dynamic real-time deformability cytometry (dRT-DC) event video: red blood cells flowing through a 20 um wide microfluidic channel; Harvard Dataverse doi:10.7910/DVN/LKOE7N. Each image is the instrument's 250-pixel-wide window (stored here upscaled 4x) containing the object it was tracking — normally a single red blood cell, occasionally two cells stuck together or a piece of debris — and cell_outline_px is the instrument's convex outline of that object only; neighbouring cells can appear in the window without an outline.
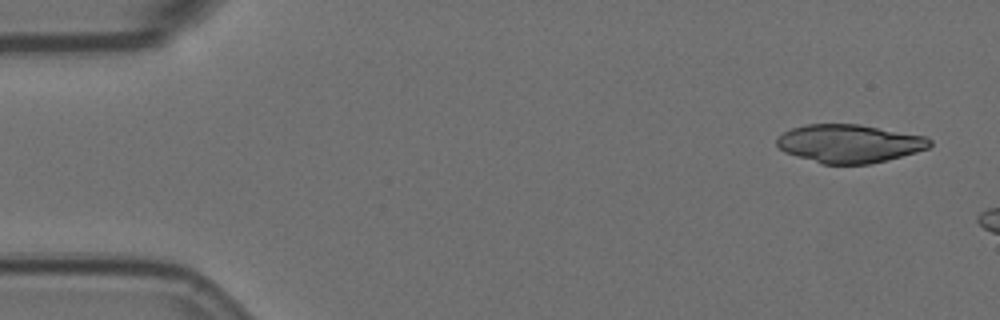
{"species": "Egyptian fruit bat (a non-hibernating species)", "species_latin": "Rousettus aegyptiacus", "temperature_condition": "room temperature", "stored_images_in_passage": 4, "camera_frame_rate_fps": 3000, "um_per_image_px": 0.085, "animal": {"sex": "female"}, "frame": {"image": 1, "passage_image": 1, "time_ms": 0.0, "image_size_px": [1000, 320], "cell_outline_px": [[932, 144], [928, 148], [916, 152], [888, 160], [868, 164], [820, 164], [784, 152], [776, 144], [776, 140], [784, 132], [792, 128], [808, 124], [860, 124], [924, 136], [932, 140]], "centroid_in_image_um": [72.19, 12.21], "position_along_channel_um": 12.8, "area_um2": 34.1}}